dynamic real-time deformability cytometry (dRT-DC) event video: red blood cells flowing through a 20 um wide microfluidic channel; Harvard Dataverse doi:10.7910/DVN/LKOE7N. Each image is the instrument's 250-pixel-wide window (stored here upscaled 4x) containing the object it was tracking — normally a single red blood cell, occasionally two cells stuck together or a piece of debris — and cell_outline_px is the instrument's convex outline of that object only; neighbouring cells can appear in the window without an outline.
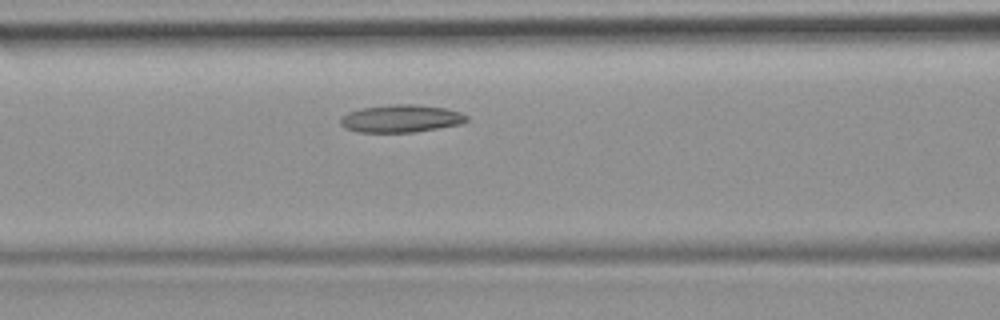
{"species": "common noctule bat (a hibernating species)", "species_latin": "Nyctalus noctula", "temperature_condition": "room temperature", "stored_images_in_passage": 40, "camera_frame_rate_fps": 3000, "um_per_image_px": 0.085, "animal": {"sex": "female", "body_mass_g": 19.9}, "frame": {"image": 1, "passage_image": 12, "time_ms": 3.667, "image_size_px": [1000, 320], "cell_outline_px": [[468, 120], [460, 124], [412, 132], [356, 132], [344, 128], [340, 124], [340, 116], [348, 112], [360, 108], [392, 104], [416, 104], [444, 108], [460, 112], [468, 116]], "centroid_in_image_um": [34.03, 10.07], "position_along_channel_um": 132.6, "area_um2": 20.35}}